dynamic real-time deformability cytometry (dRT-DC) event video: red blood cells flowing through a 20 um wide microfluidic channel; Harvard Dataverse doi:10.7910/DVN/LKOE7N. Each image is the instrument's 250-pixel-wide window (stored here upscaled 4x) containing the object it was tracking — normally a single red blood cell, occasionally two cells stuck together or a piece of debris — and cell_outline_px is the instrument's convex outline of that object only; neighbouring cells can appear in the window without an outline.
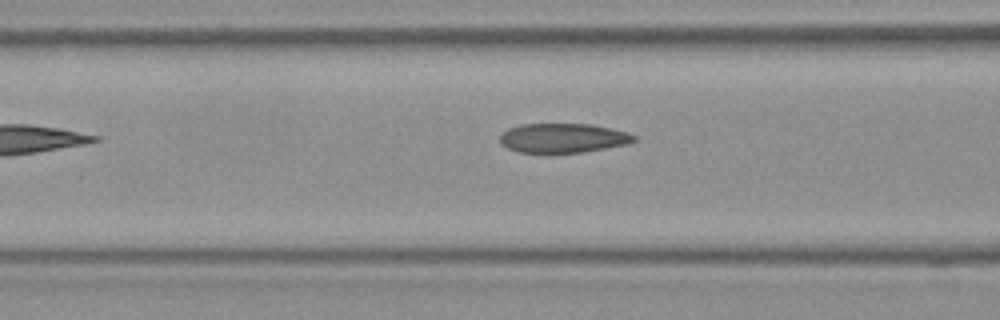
{"species": "Egyptian fruit bat (a non-hibernating species)", "species_latin": "Rousettus aegyptiacus", "temperature_condition": "room temperature", "stored_images_in_passage": 7, "camera_frame_rate_fps": 3000, "um_per_image_px": 0.085, "frame": {"image": 1, "passage_image": 5, "time_ms": 1.333, "image_size_px": [1000, 320], "cell_outline_px": [[636, 140], [628, 144], [584, 152], [516, 152], [500, 144], [500, 136], [508, 128], [520, 124], [592, 124], [628, 132], [636, 136]], "centroid_in_image_um": [47.86, 11.73], "position_along_channel_um": 118.7, "area_um2": 22.95}}